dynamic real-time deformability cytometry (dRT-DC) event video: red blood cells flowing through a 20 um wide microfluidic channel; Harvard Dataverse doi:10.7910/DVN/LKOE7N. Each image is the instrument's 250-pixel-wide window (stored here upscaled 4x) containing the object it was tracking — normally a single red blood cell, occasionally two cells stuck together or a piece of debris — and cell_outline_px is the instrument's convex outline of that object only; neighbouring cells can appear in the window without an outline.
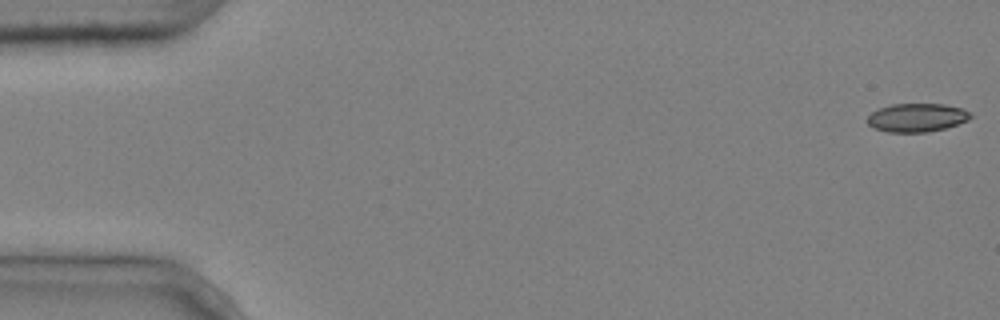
{"species": "common noctule bat (a hibernating species)", "species_latin": "Nyctalus noctula", "temperature_condition": "cold", "stored_images_in_passage": 5, "camera_frame_rate_fps": 3000, "um_per_image_px": 0.085, "animal": {"sex": "male", "body_mass_g": 20.4}, "frame": {"image": 1, "passage_image": 1, "time_ms": 0.0, "image_size_px": [1000, 320], "cell_outline_px": [[972, 116], [968, 120], [944, 128], [928, 132], [888, 132], [872, 128], [868, 124], [868, 116], [872, 112], [880, 108], [892, 104], [944, 104], [964, 108]], "centroid_in_image_um": [77.92, 9.99], "position_along_channel_um": 7.1, "area_um2": 17.05}}
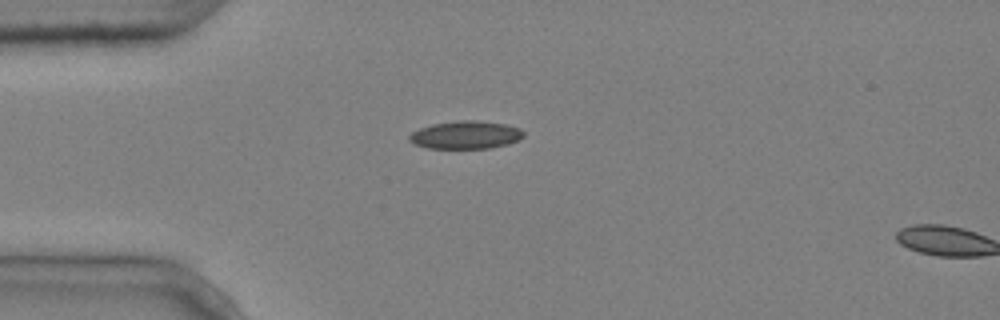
{"frame": {"image": 2, "passage_image": 4, "time_ms": 1.0, "image_size_px": [1000, 320], "cell_outline_px": [[524, 136], [520, 140], [508, 144], [488, 148], [428, 148], [416, 144], [408, 140], [408, 136], [412, 132], [420, 128], [432, 124], [460, 120], [476, 120], [504, 124], [520, 128], [524, 132]], "centroid_in_image_um": [39.6, 11.46], "position_along_channel_um": 45.4, "area_um2": 18.55}}